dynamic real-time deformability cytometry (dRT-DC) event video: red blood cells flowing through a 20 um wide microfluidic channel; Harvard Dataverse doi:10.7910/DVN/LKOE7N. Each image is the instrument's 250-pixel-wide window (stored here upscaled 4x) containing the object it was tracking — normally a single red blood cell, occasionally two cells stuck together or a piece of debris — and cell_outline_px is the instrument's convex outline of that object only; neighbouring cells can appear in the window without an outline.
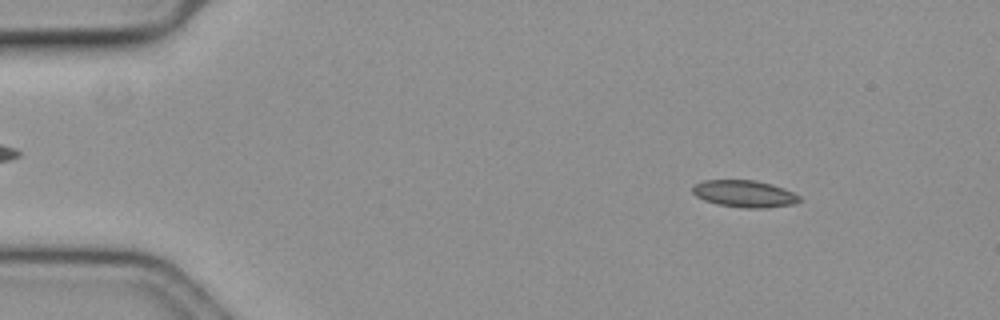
{"species": "common noctule bat (a hibernating species)", "species_latin": "Nyctalus noctula", "temperature_condition": "cold", "stored_images_in_passage": 58, "camera_frame_rate_fps": 3000, "um_per_image_px": 0.085, "animal": {"sex": "female", "body_mass_g": 19.3, "forearm_length_mm": 54.1}, "frame": {"image": 1, "passage_image": 8, "time_ms": 2.333, "image_size_px": [1000, 320], "cell_outline_px": [[800, 200], [796, 204], [768, 208], [744, 208], [716, 204], [704, 200], [696, 196], [692, 192], [692, 188], [696, 184], [704, 180], [756, 180], [772, 184], [784, 188], [800, 196]], "centroid_in_image_um": [63.3, 16.47], "position_along_channel_um": 21.7, "area_um2": 16.94}}
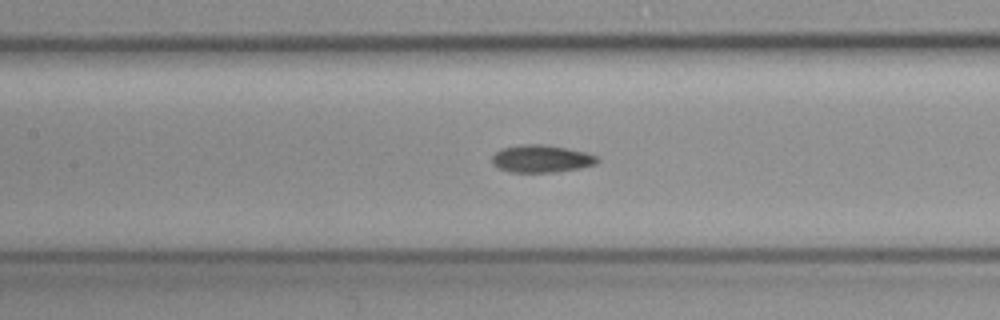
{"frame": {"image": 2, "passage_image": 27, "time_ms": 8.667, "image_size_px": [1000, 320], "cell_outline_px": [[600, 160], [596, 164], [580, 168], [556, 172], [508, 172], [492, 164], [492, 156], [500, 148], [524, 144], [544, 144], [568, 148], [584, 152], [596, 156]], "centroid_in_image_um": [46.01, 13.49], "position_along_channel_um": 161.4, "area_um2": 16.94}}
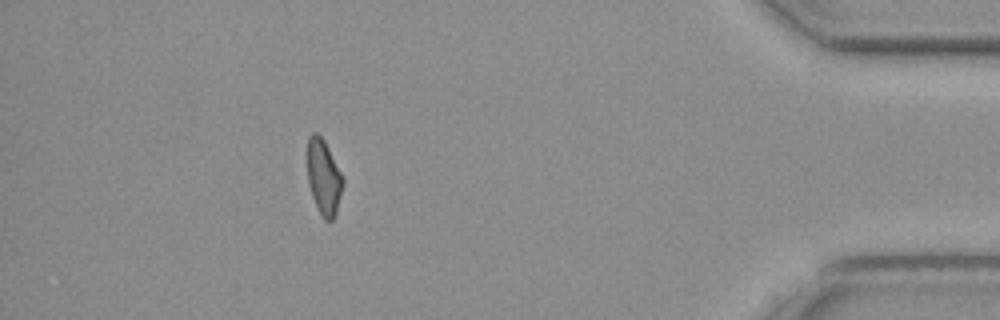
{"frame": {"image": 3, "passage_image": 52, "time_ms": 17.0, "image_size_px": [1000, 320], "cell_outline_px": [[344, 184], [336, 212], [332, 220], [324, 220], [312, 196], [308, 184], [308, 136], [312, 132], [316, 132], [324, 140], [344, 180]], "centroid_in_image_um": [27.51, 15.05], "position_along_channel_um": 407.7, "area_um2": 15.26}, "authors_computed_cell_mechanics": {"area_um2": 16.1551, "velocity_mm_per_s": 3.6127, "shape_relaxation_time_tau1_ms": 5.5801, "shape_relaxation_time_tau2_ms": null, "deformation_change_tau1": 0.0959, "deformation_change_tau2": null}}